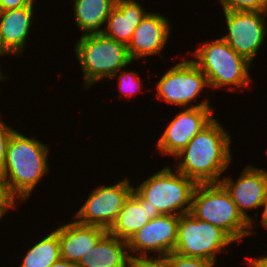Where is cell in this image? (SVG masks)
<instances>
[{
    "instance_id": "obj_1",
    "label": "cell",
    "mask_w": 267,
    "mask_h": 267,
    "mask_svg": "<svg viewBox=\"0 0 267 267\" xmlns=\"http://www.w3.org/2000/svg\"><path fill=\"white\" fill-rule=\"evenodd\" d=\"M214 118L199 131L188 145L173 158L176 170L192 179L196 184L220 183L233 155L231 135ZM177 164V165H176Z\"/></svg>"
},
{
    "instance_id": "obj_2",
    "label": "cell",
    "mask_w": 267,
    "mask_h": 267,
    "mask_svg": "<svg viewBox=\"0 0 267 267\" xmlns=\"http://www.w3.org/2000/svg\"><path fill=\"white\" fill-rule=\"evenodd\" d=\"M49 146L36 137H27L17 130L7 146L3 178L11 193L21 202L27 201L46 173Z\"/></svg>"
},
{
    "instance_id": "obj_3",
    "label": "cell",
    "mask_w": 267,
    "mask_h": 267,
    "mask_svg": "<svg viewBox=\"0 0 267 267\" xmlns=\"http://www.w3.org/2000/svg\"><path fill=\"white\" fill-rule=\"evenodd\" d=\"M199 44L195 51L188 54L196 58L191 60L206 75L210 89L224 86L233 92L237 88L249 87L252 63L237 54L222 37Z\"/></svg>"
},
{
    "instance_id": "obj_4",
    "label": "cell",
    "mask_w": 267,
    "mask_h": 267,
    "mask_svg": "<svg viewBox=\"0 0 267 267\" xmlns=\"http://www.w3.org/2000/svg\"><path fill=\"white\" fill-rule=\"evenodd\" d=\"M78 39L74 51L82 67L85 89L93 87L97 81L109 80L133 62L125 44L103 33L82 34Z\"/></svg>"
},
{
    "instance_id": "obj_5",
    "label": "cell",
    "mask_w": 267,
    "mask_h": 267,
    "mask_svg": "<svg viewBox=\"0 0 267 267\" xmlns=\"http://www.w3.org/2000/svg\"><path fill=\"white\" fill-rule=\"evenodd\" d=\"M190 213L197 219L220 227L235 242L249 236L250 222L239 212L221 183L197 184Z\"/></svg>"
},
{
    "instance_id": "obj_6",
    "label": "cell",
    "mask_w": 267,
    "mask_h": 267,
    "mask_svg": "<svg viewBox=\"0 0 267 267\" xmlns=\"http://www.w3.org/2000/svg\"><path fill=\"white\" fill-rule=\"evenodd\" d=\"M172 167L166 166L133 189L161 215L187 214L191 210L196 183Z\"/></svg>"
},
{
    "instance_id": "obj_7",
    "label": "cell",
    "mask_w": 267,
    "mask_h": 267,
    "mask_svg": "<svg viewBox=\"0 0 267 267\" xmlns=\"http://www.w3.org/2000/svg\"><path fill=\"white\" fill-rule=\"evenodd\" d=\"M233 243L235 241L220 227L197 219L189 212L180 215L173 252L217 262V255L225 252L227 246Z\"/></svg>"
},
{
    "instance_id": "obj_8",
    "label": "cell",
    "mask_w": 267,
    "mask_h": 267,
    "mask_svg": "<svg viewBox=\"0 0 267 267\" xmlns=\"http://www.w3.org/2000/svg\"><path fill=\"white\" fill-rule=\"evenodd\" d=\"M207 87L210 90L206 75L192 60L183 59L162 75L156 85L155 95L158 99L181 108L211 107L208 98L195 103L196 105L192 104Z\"/></svg>"
},
{
    "instance_id": "obj_9",
    "label": "cell",
    "mask_w": 267,
    "mask_h": 267,
    "mask_svg": "<svg viewBox=\"0 0 267 267\" xmlns=\"http://www.w3.org/2000/svg\"><path fill=\"white\" fill-rule=\"evenodd\" d=\"M133 186L127 177L113 185H99L88 195L73 218L78 223L96 225L109 230L125 201L132 194Z\"/></svg>"
},
{
    "instance_id": "obj_10",
    "label": "cell",
    "mask_w": 267,
    "mask_h": 267,
    "mask_svg": "<svg viewBox=\"0 0 267 267\" xmlns=\"http://www.w3.org/2000/svg\"><path fill=\"white\" fill-rule=\"evenodd\" d=\"M224 15L227 34L222 38L237 54L253 63L267 37V12L224 11Z\"/></svg>"
},
{
    "instance_id": "obj_11",
    "label": "cell",
    "mask_w": 267,
    "mask_h": 267,
    "mask_svg": "<svg viewBox=\"0 0 267 267\" xmlns=\"http://www.w3.org/2000/svg\"><path fill=\"white\" fill-rule=\"evenodd\" d=\"M179 219L180 216L176 215H160L138 230L127 241L132 260L150 256L151 252L158 256L173 252L177 242Z\"/></svg>"
},
{
    "instance_id": "obj_12",
    "label": "cell",
    "mask_w": 267,
    "mask_h": 267,
    "mask_svg": "<svg viewBox=\"0 0 267 267\" xmlns=\"http://www.w3.org/2000/svg\"><path fill=\"white\" fill-rule=\"evenodd\" d=\"M213 111L212 107L184 108L168 123L161 137L157 139L159 153L174 157L215 118Z\"/></svg>"
},
{
    "instance_id": "obj_13",
    "label": "cell",
    "mask_w": 267,
    "mask_h": 267,
    "mask_svg": "<svg viewBox=\"0 0 267 267\" xmlns=\"http://www.w3.org/2000/svg\"><path fill=\"white\" fill-rule=\"evenodd\" d=\"M237 180L231 176L223 177L220 183L229 192L242 216L250 222L249 236L254 231V219L247 211L259 209L267 192V170L249 165L245 166ZM253 223V224H252Z\"/></svg>"
},
{
    "instance_id": "obj_14",
    "label": "cell",
    "mask_w": 267,
    "mask_h": 267,
    "mask_svg": "<svg viewBox=\"0 0 267 267\" xmlns=\"http://www.w3.org/2000/svg\"><path fill=\"white\" fill-rule=\"evenodd\" d=\"M171 29V22L166 16L148 11L127 45L131 60L134 62L153 55L161 56L170 39Z\"/></svg>"
},
{
    "instance_id": "obj_15",
    "label": "cell",
    "mask_w": 267,
    "mask_h": 267,
    "mask_svg": "<svg viewBox=\"0 0 267 267\" xmlns=\"http://www.w3.org/2000/svg\"><path fill=\"white\" fill-rule=\"evenodd\" d=\"M108 232L96 225H84L76 220L58 227L60 257L73 263L90 251Z\"/></svg>"
},
{
    "instance_id": "obj_16",
    "label": "cell",
    "mask_w": 267,
    "mask_h": 267,
    "mask_svg": "<svg viewBox=\"0 0 267 267\" xmlns=\"http://www.w3.org/2000/svg\"><path fill=\"white\" fill-rule=\"evenodd\" d=\"M33 12V6L0 11V45L7 55L17 56L26 51Z\"/></svg>"
},
{
    "instance_id": "obj_17",
    "label": "cell",
    "mask_w": 267,
    "mask_h": 267,
    "mask_svg": "<svg viewBox=\"0 0 267 267\" xmlns=\"http://www.w3.org/2000/svg\"><path fill=\"white\" fill-rule=\"evenodd\" d=\"M147 13L137 0H117L102 33L127 46Z\"/></svg>"
},
{
    "instance_id": "obj_18",
    "label": "cell",
    "mask_w": 267,
    "mask_h": 267,
    "mask_svg": "<svg viewBox=\"0 0 267 267\" xmlns=\"http://www.w3.org/2000/svg\"><path fill=\"white\" fill-rule=\"evenodd\" d=\"M160 215L157 209L146 205V201L133 189L108 232L119 239L128 241L150 220Z\"/></svg>"
},
{
    "instance_id": "obj_19",
    "label": "cell",
    "mask_w": 267,
    "mask_h": 267,
    "mask_svg": "<svg viewBox=\"0 0 267 267\" xmlns=\"http://www.w3.org/2000/svg\"><path fill=\"white\" fill-rule=\"evenodd\" d=\"M78 267H132L126 240L107 232L77 263Z\"/></svg>"
},
{
    "instance_id": "obj_20",
    "label": "cell",
    "mask_w": 267,
    "mask_h": 267,
    "mask_svg": "<svg viewBox=\"0 0 267 267\" xmlns=\"http://www.w3.org/2000/svg\"><path fill=\"white\" fill-rule=\"evenodd\" d=\"M117 0H73L74 23L81 33H102Z\"/></svg>"
},
{
    "instance_id": "obj_21",
    "label": "cell",
    "mask_w": 267,
    "mask_h": 267,
    "mask_svg": "<svg viewBox=\"0 0 267 267\" xmlns=\"http://www.w3.org/2000/svg\"><path fill=\"white\" fill-rule=\"evenodd\" d=\"M19 267H49L60 257L58 227L26 250Z\"/></svg>"
},
{
    "instance_id": "obj_22",
    "label": "cell",
    "mask_w": 267,
    "mask_h": 267,
    "mask_svg": "<svg viewBox=\"0 0 267 267\" xmlns=\"http://www.w3.org/2000/svg\"><path fill=\"white\" fill-rule=\"evenodd\" d=\"M120 73V74H118ZM118 78V92L120 93V96H133L135 93L142 92L141 87L142 86V79L139 76L138 72L130 71L129 70H120L117 73H115L111 78Z\"/></svg>"
},
{
    "instance_id": "obj_23",
    "label": "cell",
    "mask_w": 267,
    "mask_h": 267,
    "mask_svg": "<svg viewBox=\"0 0 267 267\" xmlns=\"http://www.w3.org/2000/svg\"><path fill=\"white\" fill-rule=\"evenodd\" d=\"M223 11L267 12V0H219Z\"/></svg>"
},
{
    "instance_id": "obj_24",
    "label": "cell",
    "mask_w": 267,
    "mask_h": 267,
    "mask_svg": "<svg viewBox=\"0 0 267 267\" xmlns=\"http://www.w3.org/2000/svg\"><path fill=\"white\" fill-rule=\"evenodd\" d=\"M170 267H215L217 262L204 258L180 255L176 252L167 254Z\"/></svg>"
},
{
    "instance_id": "obj_25",
    "label": "cell",
    "mask_w": 267,
    "mask_h": 267,
    "mask_svg": "<svg viewBox=\"0 0 267 267\" xmlns=\"http://www.w3.org/2000/svg\"><path fill=\"white\" fill-rule=\"evenodd\" d=\"M0 117V177L4 175L6 152L11 135L16 131L9 124H5Z\"/></svg>"
},
{
    "instance_id": "obj_26",
    "label": "cell",
    "mask_w": 267,
    "mask_h": 267,
    "mask_svg": "<svg viewBox=\"0 0 267 267\" xmlns=\"http://www.w3.org/2000/svg\"><path fill=\"white\" fill-rule=\"evenodd\" d=\"M17 198L11 193L7 182L0 177V209H16Z\"/></svg>"
},
{
    "instance_id": "obj_27",
    "label": "cell",
    "mask_w": 267,
    "mask_h": 267,
    "mask_svg": "<svg viewBox=\"0 0 267 267\" xmlns=\"http://www.w3.org/2000/svg\"><path fill=\"white\" fill-rule=\"evenodd\" d=\"M133 267H170L167 255L164 256H142L133 259Z\"/></svg>"
},
{
    "instance_id": "obj_28",
    "label": "cell",
    "mask_w": 267,
    "mask_h": 267,
    "mask_svg": "<svg viewBox=\"0 0 267 267\" xmlns=\"http://www.w3.org/2000/svg\"><path fill=\"white\" fill-rule=\"evenodd\" d=\"M24 6H35L34 0H0V11H7Z\"/></svg>"
},
{
    "instance_id": "obj_29",
    "label": "cell",
    "mask_w": 267,
    "mask_h": 267,
    "mask_svg": "<svg viewBox=\"0 0 267 267\" xmlns=\"http://www.w3.org/2000/svg\"><path fill=\"white\" fill-rule=\"evenodd\" d=\"M261 257V258H260ZM250 260H246L245 263L246 265H249V267H267V255L266 256H259V257H250Z\"/></svg>"
},
{
    "instance_id": "obj_30",
    "label": "cell",
    "mask_w": 267,
    "mask_h": 267,
    "mask_svg": "<svg viewBox=\"0 0 267 267\" xmlns=\"http://www.w3.org/2000/svg\"><path fill=\"white\" fill-rule=\"evenodd\" d=\"M260 207H263V211H262V214H261L260 222H261L262 226L265 227L264 229L267 230V192H266L265 198L262 201Z\"/></svg>"
},
{
    "instance_id": "obj_31",
    "label": "cell",
    "mask_w": 267,
    "mask_h": 267,
    "mask_svg": "<svg viewBox=\"0 0 267 267\" xmlns=\"http://www.w3.org/2000/svg\"><path fill=\"white\" fill-rule=\"evenodd\" d=\"M49 267H78V266L76 263H73V262H70L68 260L60 258L58 261H56L55 263H53Z\"/></svg>"
},
{
    "instance_id": "obj_32",
    "label": "cell",
    "mask_w": 267,
    "mask_h": 267,
    "mask_svg": "<svg viewBox=\"0 0 267 267\" xmlns=\"http://www.w3.org/2000/svg\"><path fill=\"white\" fill-rule=\"evenodd\" d=\"M10 209H0V221Z\"/></svg>"
},
{
    "instance_id": "obj_33",
    "label": "cell",
    "mask_w": 267,
    "mask_h": 267,
    "mask_svg": "<svg viewBox=\"0 0 267 267\" xmlns=\"http://www.w3.org/2000/svg\"><path fill=\"white\" fill-rule=\"evenodd\" d=\"M5 55H7V54H6V52L2 49V47H1V45H0V57L5 56ZM1 67H2V66L0 65V70L2 69Z\"/></svg>"
},
{
    "instance_id": "obj_34",
    "label": "cell",
    "mask_w": 267,
    "mask_h": 267,
    "mask_svg": "<svg viewBox=\"0 0 267 267\" xmlns=\"http://www.w3.org/2000/svg\"><path fill=\"white\" fill-rule=\"evenodd\" d=\"M5 79H7V77L2 73V70H0V82L5 81Z\"/></svg>"
}]
</instances>
